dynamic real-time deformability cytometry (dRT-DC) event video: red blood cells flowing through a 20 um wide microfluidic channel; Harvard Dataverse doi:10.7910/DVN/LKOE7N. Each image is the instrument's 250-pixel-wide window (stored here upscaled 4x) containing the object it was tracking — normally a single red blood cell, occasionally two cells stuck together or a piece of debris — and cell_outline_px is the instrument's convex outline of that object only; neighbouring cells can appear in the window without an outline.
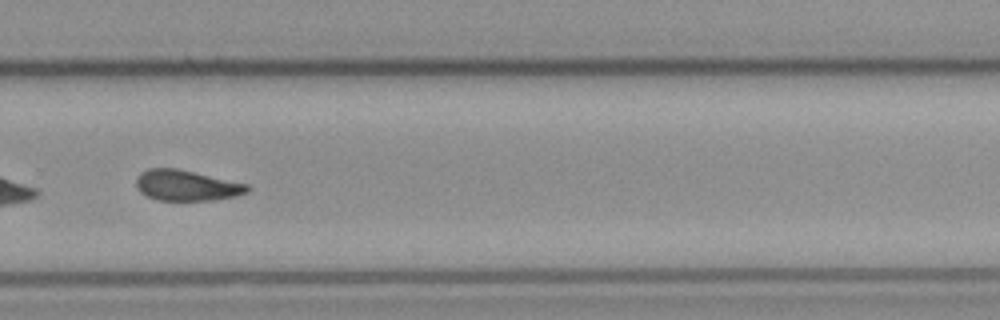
{"species": "common noctule bat (a hibernating species)", "species_latin": "Nyctalus noctula", "temperature_condition": "cold", "stored_images_in_passage": 42, "camera_frame_rate_fps": 3000, "um_per_image_px": 0.085, "animal": {"sex": "female", "body_mass_g": 21.9}, "frame": {"image": 1, "passage_image": 30, "time_ms": 9.667, "image_size_px": [1000, 320], "cell_outline_px": [[252, 188], [248, 192], [236, 196], [212, 200], [156, 200], [140, 192], [136, 188], [136, 176], [140, 172], [148, 168], [176, 168], [248, 184]], "centroid_in_image_um": [15.84, 15.76], "position_along_channel_um": 314.0, "area_um2": 19.94}, "authors_computed_cell_mechanics": {"area_um2": 20.7791, "velocity_mm_per_s": 3.8762, "shape_relaxation_time_tau1_ms": 4.6658, "shape_relaxation_time_tau2_ms": 4.1436, "deformation_change_tau1": 0.1498, "deformation_change_tau2": 0.1135}}